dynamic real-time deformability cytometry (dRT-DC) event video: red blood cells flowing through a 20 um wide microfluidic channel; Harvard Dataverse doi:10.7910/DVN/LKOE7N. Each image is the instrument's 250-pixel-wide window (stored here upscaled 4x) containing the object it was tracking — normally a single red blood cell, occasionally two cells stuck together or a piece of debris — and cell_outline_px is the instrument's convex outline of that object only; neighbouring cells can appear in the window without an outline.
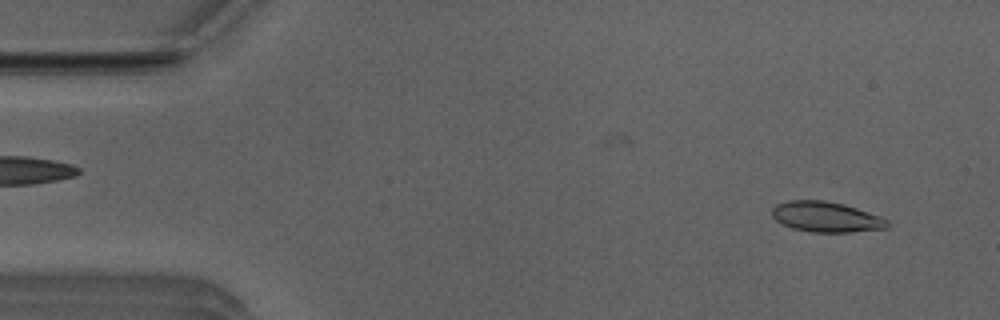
{"species": "Egyptian fruit bat (a non-hibernating species)", "species_latin": "Rousettus aegyptiacus", "temperature_condition": "room temperature", "stored_images_in_passage": 50, "camera_frame_rate_fps": 3000, "um_per_image_px": 0.085, "animal": {"sex": "male"}, "frame": {"image": 1, "passage_image": 3, "time_ms": 0.667, "image_size_px": [1000, 320], "cell_outline_px": [[888, 228], [852, 232], [812, 232], [792, 228], [776, 220], [772, 216], [772, 208], [776, 204], [788, 200], [824, 200], [844, 204], [880, 216], [888, 220]], "centroid_in_image_um": [70.21, 18.43], "position_along_channel_um": 14.8, "area_um2": 20.4}}
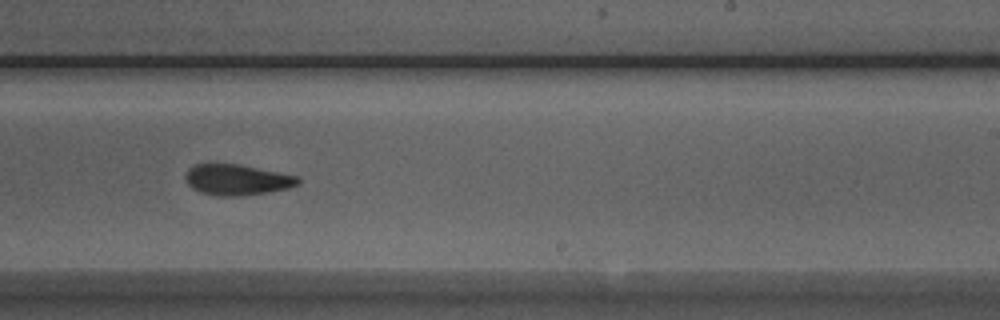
{"frame": {"image": 2, "passage_image": 30, "time_ms": 9.667, "image_size_px": [1000, 320], "cell_outline_px": [[300, 184], [288, 188], [268, 192], [240, 196], [216, 196], [200, 192], [192, 188], [188, 184], [184, 176], [188, 168], [192, 164], [236, 164], [296, 176], [300, 180]], "centroid_in_image_um": [20.09, 15.29], "position_along_channel_um": 268.9, "area_um2": 20.06}}
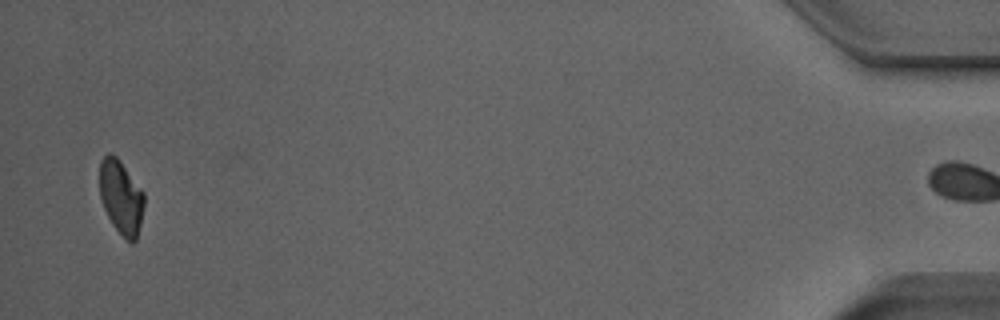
{"frame": {"image": 3, "passage_image": 49, "time_ms": 16.0, "image_size_px": [1000, 320], "cell_outline_px": [[144, 204], [140, 224], [136, 240], [132, 244], [112, 224], [104, 208], [100, 196], [100, 160], [108, 152], [112, 152], [116, 156], [144, 192]], "centroid_in_image_um": [10.28, 16.73], "position_along_channel_um": 424.9, "area_um2": 18.96}, "authors_computed_cell_mechanics": {"area_um2": 20.2011, "velocity_mm_per_s": 3.9447, "shape_relaxation_time_tau1_ms": 5.853, "shape_relaxation_time_tau2_ms": 3.384, "deformation_change_tau1": 0.1404, "deformation_change_tau2": 0.0927}}